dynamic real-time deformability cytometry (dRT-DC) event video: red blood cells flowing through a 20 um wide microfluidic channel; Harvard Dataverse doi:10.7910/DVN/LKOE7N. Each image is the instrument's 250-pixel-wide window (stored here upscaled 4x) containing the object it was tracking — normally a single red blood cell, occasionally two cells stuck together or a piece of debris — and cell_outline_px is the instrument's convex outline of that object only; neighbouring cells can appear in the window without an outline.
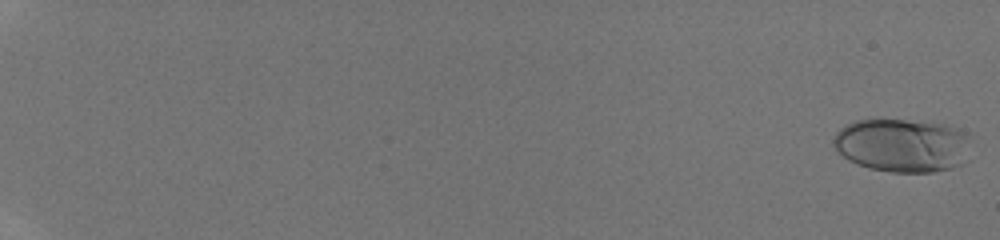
{"species": "human", "species_latin": "Homo sapiens", "temperature_condition": "room temperature", "stored_images_in_passage": 53, "camera_frame_rate_fps": 3000, "um_per_image_px": 0.085, "donor": {"sex": "male"}, "frame": {"image": 1, "passage_image": 1, "time_ms": 0.0, "image_size_px": [1000, 240], "cell_outline_px": [[968, 136], [964, 164], [952, 168], [932, 172], [892, 172], [868, 168], [856, 164], [848, 160], [832, 144], [832, 136], [840, 128], [856, 120], [904, 120], [944, 124], [968, 132]], "centroid_in_image_um": [76.67, 12.36], "position_along_channel_um": 8.3, "area_um2": 42.77}}
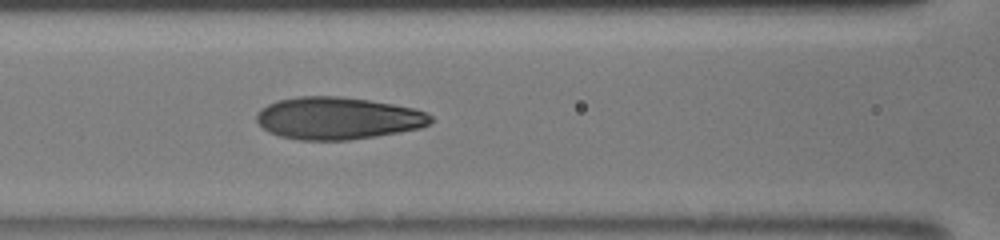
{"frame": {"image": 2, "passage_image": 28, "time_ms": 9.0, "image_size_px": [1000, 240], "cell_outline_px": [[432, 120], [428, 124], [420, 128], [400, 132], [376, 136], [348, 140], [300, 140], [280, 136], [268, 132], [256, 120], [256, 112], [260, 108], [276, 100], [300, 96], [340, 96], [368, 100], [416, 108], [428, 112], [432, 116]], "centroid_in_image_um": [28.71, 10.04], "position_along_channel_um": 137.9, "area_um2": 43.12}}
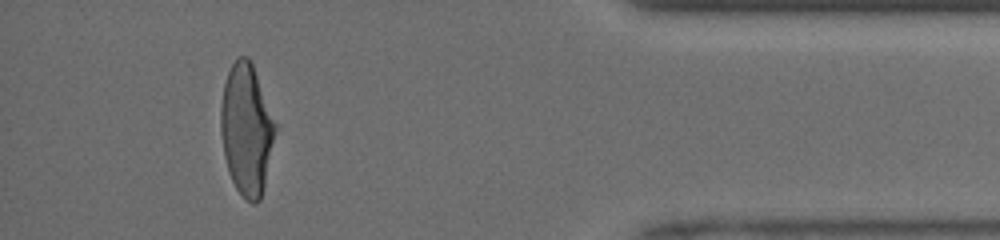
{"frame": {"image": 3, "passage_image": 50, "time_ms": 16.333, "image_size_px": [1000, 240], "cell_outline_px": [[276, 132], [264, 184], [260, 200], [256, 204], [252, 204], [236, 188], [228, 172], [224, 156], [220, 132], [220, 108], [224, 84], [228, 72], [232, 64], [240, 56], [248, 56], [252, 64], [276, 124]], "centroid_in_image_um": [20.93, 11.01], "position_along_channel_um": 414.3, "area_um2": 41.21}, "authors_computed_cell_mechanics": {"area_um2": 42.2518, "velocity_mm_per_s": 4.2325, "shape_relaxation_time_tau1_ms": 4.3832, "shape_relaxation_time_tau2_ms": 0.809, "deformation_change_tau1": 0.2077, "deformation_change_tau2": 0.0747}}